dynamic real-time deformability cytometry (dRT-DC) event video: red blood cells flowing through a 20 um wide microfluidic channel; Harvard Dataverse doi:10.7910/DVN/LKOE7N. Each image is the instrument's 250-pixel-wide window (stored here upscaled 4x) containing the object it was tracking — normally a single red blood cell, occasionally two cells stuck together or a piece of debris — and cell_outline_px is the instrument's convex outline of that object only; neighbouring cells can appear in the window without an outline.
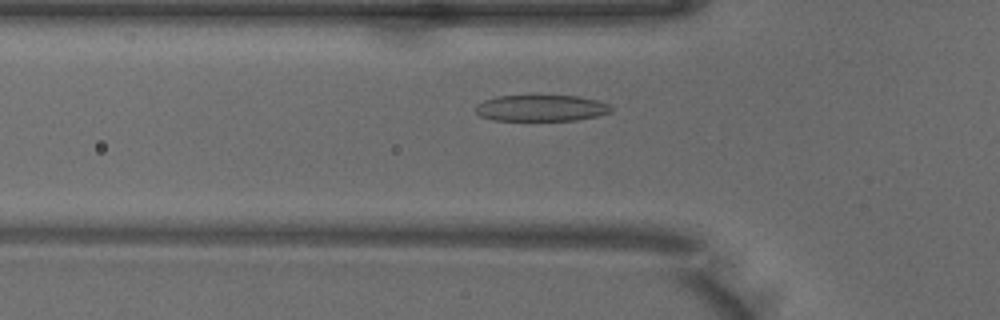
{"species": "common noctule bat (a hibernating species)", "species_latin": "Nyctalus noctula", "temperature_condition": "warm", "stored_images_in_passage": 50, "camera_frame_rate_fps": 3000, "um_per_image_px": 0.085, "animal": {"sex": "male", "body_mass_g": 18.8}, "frame": {"image": 1, "passage_image": 16, "time_ms": 5.0, "image_size_px": [1000, 320], "cell_outline_px": [[612, 112], [596, 116], [576, 120], [492, 120], [480, 116], [476, 112], [476, 104], [484, 100], [496, 96], [536, 92], [576, 96], [596, 100], [608, 104], [612, 108]], "centroid_in_image_um": [45.95, 9.13], "position_along_channel_um": 79.8, "area_um2": 21.79}}
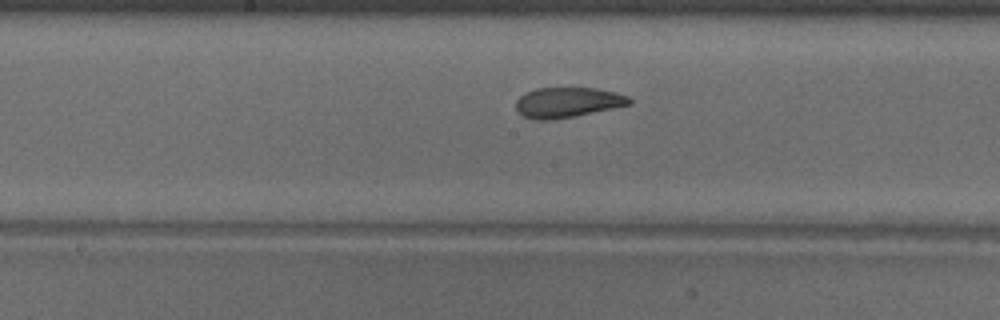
{"frame": {"image": 2, "passage_image": 25, "time_ms": 8.0, "image_size_px": [1000, 320], "cell_outline_px": [[632, 104], [552, 120], [532, 120], [520, 116], [516, 112], [516, 100], [524, 92], [536, 88], [596, 88], [616, 92], [628, 96], [632, 100]], "centroid_in_image_um": [48.18, 8.7], "position_along_channel_um": 200.0, "area_um2": 20.11}}
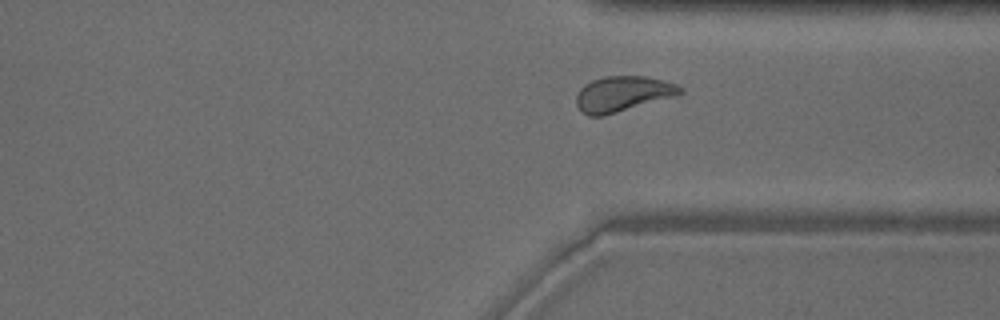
{"frame": {"image": 3, "passage_image": 37, "time_ms": 12.0, "image_size_px": [1000, 320], "cell_outline_px": [[684, 92], [676, 96], [604, 116], [588, 116], [576, 104], [576, 96], [580, 88], [584, 84], [592, 80], [604, 76], [644, 76], [664, 80], [676, 84], [684, 88]], "centroid_in_image_um": [52.95, 7.97], "position_along_channel_um": 358.4, "area_um2": 21.56}, "authors_computed_cell_mechanics": {"area_um2": 21.675, "velocity_mm_per_s": 3.9651, "shape_relaxation_time_tau1_ms": 2.8732, "shape_relaxation_time_tau2_ms": 1.6936, "deformation_change_tau1": 0.1407, "deformation_change_tau2": 0.0673}}